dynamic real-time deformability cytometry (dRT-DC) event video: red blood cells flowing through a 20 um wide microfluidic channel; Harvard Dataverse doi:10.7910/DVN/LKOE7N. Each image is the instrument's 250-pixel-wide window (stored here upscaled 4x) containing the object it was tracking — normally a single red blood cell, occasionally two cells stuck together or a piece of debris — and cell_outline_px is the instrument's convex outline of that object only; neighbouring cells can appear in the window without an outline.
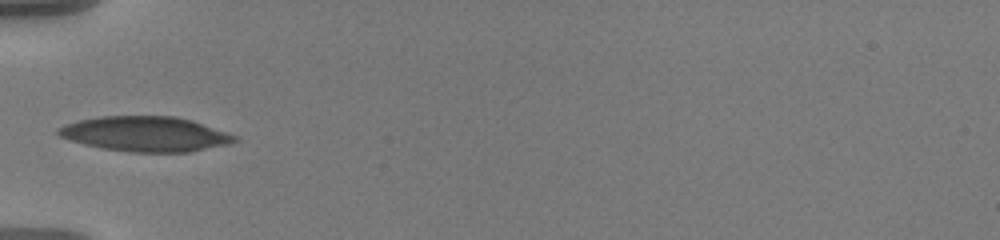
{"species": "human", "species_latin": "Homo sapiens", "temperature_condition": "warm", "stored_images_in_passage": 37, "camera_frame_rate_fps": 3000, "um_per_image_px": 0.085, "donor": {"sex": "male"}, "frame": {"image": 1, "passage_image": 1, "time_ms": 0.0, "image_size_px": [1000, 240], "cell_outline_px": [[240, 140], [228, 144], [188, 152], [132, 152], [104, 148], [84, 144], [68, 140], [60, 136], [56, 132], [60, 128], [76, 120], [100, 116], [176, 116], [192, 120], [236, 136]], "centroid_in_image_um": [12.36, 11.38], "position_along_channel_um": 72.6, "area_um2": 35.72}}
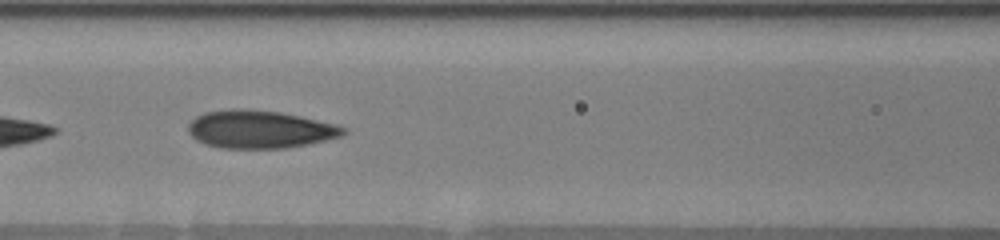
{"frame": {"image": 2, "passage_image": 7, "time_ms": 2.0, "image_size_px": [1000, 240], "cell_outline_px": [[348, 132], [340, 136], [308, 144], [284, 148], [220, 148], [204, 144], [196, 140], [188, 132], [188, 124], [196, 116], [204, 112], [232, 108], [240, 108], [280, 112], [300, 116], [348, 128]], "centroid_in_image_um": [22.04, 10.99], "position_along_channel_um": 144.6, "area_um2": 34.22}}
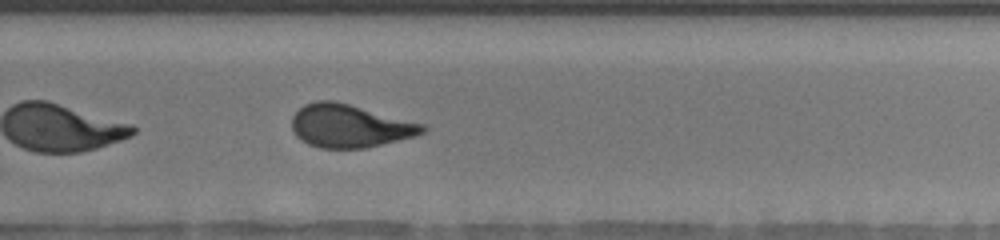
{"frame": {"image": 3, "passage_image": 20, "time_ms": 6.333, "image_size_px": [1000, 240], "cell_outline_px": [[428, 128], [424, 132], [416, 136], [364, 148], [320, 148], [308, 144], [300, 140], [292, 132], [292, 116], [304, 104], [316, 100], [336, 100], [424, 124]], "centroid_in_image_um": [29.7, 10.7], "position_along_channel_um": 300.1, "area_um2": 32.95}, "authors_computed_cell_mechanics": {"area_um2": 33.1194, "velocity_mm_per_s": 3.5965, "shape_relaxation_time_tau1_ms": null, "shape_relaxation_time_tau2_ms": 1.3524, "deformation_change_tau1": null, "deformation_change_tau2": 0.0893}}